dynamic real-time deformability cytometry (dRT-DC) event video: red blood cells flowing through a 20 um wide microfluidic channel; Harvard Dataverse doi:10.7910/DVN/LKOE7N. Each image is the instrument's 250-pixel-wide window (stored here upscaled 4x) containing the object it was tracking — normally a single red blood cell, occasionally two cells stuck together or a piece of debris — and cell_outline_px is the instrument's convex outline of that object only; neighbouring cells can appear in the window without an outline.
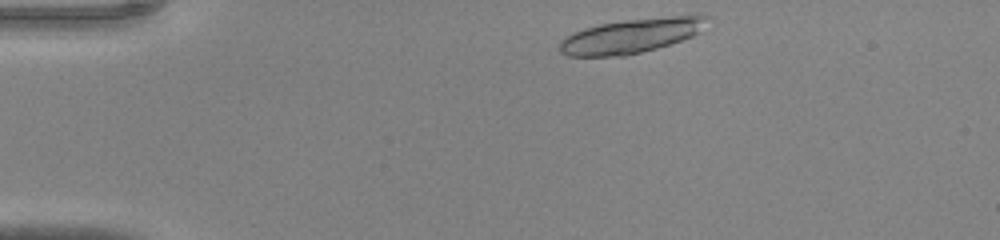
{"species": "common noctule bat (a hibernating species)", "species_latin": "Nyctalus noctula", "temperature_condition": "warm", "stored_images_in_passage": 37, "camera_frame_rate_fps": 3000, "um_per_image_px": 0.085, "animal": {"sex": "male", "body_mass_g": 20.0, "forearm_length_mm": 53.3}, "frame": {"image": 1, "passage_image": 1, "time_ms": 0.0, "image_size_px": [1000, 240], "cell_outline_px": [[712, 16], [700, 32], [692, 36], [656, 48], [624, 56], [568, 56], [560, 52], [560, 40], [576, 32], [600, 24], [628, 20], [696, 12], [700, 12]], "centroid_in_image_um": [53.81, 3.0], "position_along_channel_um": 31.2, "area_um2": 29.88}}
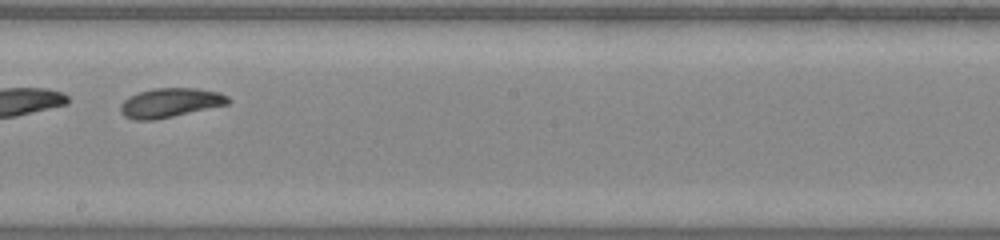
{"frame": {"image": 2, "passage_image": 19, "time_ms": 6.0, "image_size_px": [1000, 240], "cell_outline_px": [[232, 100], [228, 104], [172, 116], [152, 120], [136, 120], [124, 116], [120, 112], [120, 104], [128, 96], [152, 88], [196, 88], [220, 92], [228, 96]], "centroid_in_image_um": [14.46, 8.72], "position_along_channel_um": 233.7, "area_um2": 18.32}}
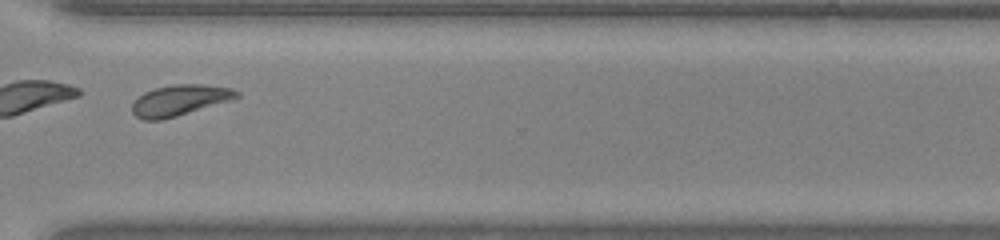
{"frame": {"image": 3, "passage_image": 27, "time_ms": 8.667, "image_size_px": [1000, 240], "cell_outline_px": [[240, 96], [232, 100], [176, 116], [160, 120], [144, 120], [136, 116], [132, 112], [132, 104], [144, 92], [156, 88], [172, 84], [200, 84], [232, 88], [240, 92]], "centroid_in_image_um": [15.3, 8.52], "position_along_channel_um": 355.3, "area_um2": 18.67}}